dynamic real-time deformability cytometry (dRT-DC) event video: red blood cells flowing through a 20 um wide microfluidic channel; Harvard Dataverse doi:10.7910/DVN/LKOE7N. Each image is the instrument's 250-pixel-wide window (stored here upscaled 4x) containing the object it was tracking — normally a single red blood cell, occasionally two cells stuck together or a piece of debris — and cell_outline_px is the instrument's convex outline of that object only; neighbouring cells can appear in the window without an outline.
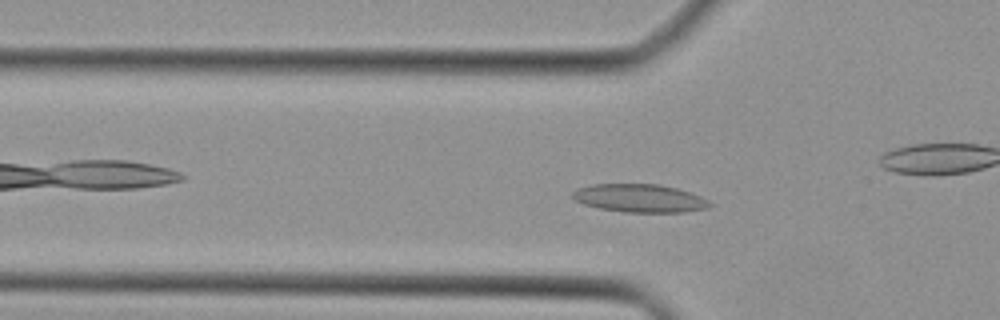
{"species": "Egyptian fruit bat (a non-hibernating species)", "species_latin": "Rousettus aegyptiacus", "temperature_condition": "cold", "stored_images_in_passage": 41, "camera_frame_rate_fps": 3000, "um_per_image_px": 0.085, "animal": {"sex": "female"}, "frame": {"image": 1, "passage_image": 10, "time_ms": 3.0, "image_size_px": [1000, 320], "cell_outline_px": [[712, 204], [708, 208], [684, 212], [624, 212], [600, 208], [584, 204], [576, 200], [572, 196], [572, 192], [576, 188], [592, 184], [660, 184], [676, 188], [700, 196], [708, 200]], "centroid_in_image_um": [54.36, 16.84], "position_along_channel_um": 71.4, "area_um2": 22.43}}
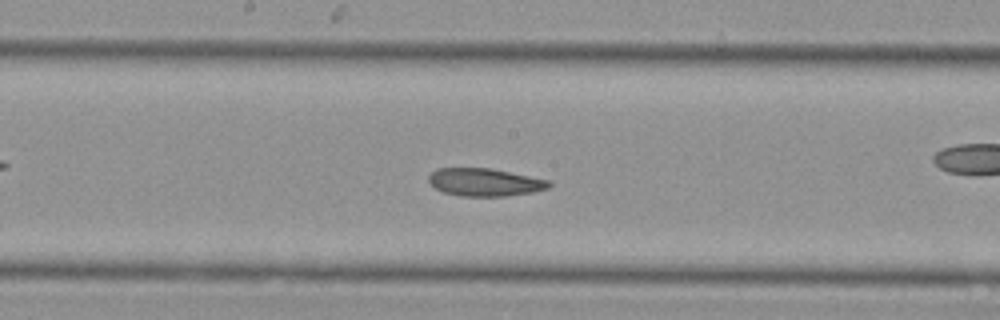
{"frame": {"image": 2, "passage_image": 19, "time_ms": 6.0, "image_size_px": [1000, 320], "cell_outline_px": [[552, 184], [548, 188], [532, 192], [504, 196], [460, 196], [444, 192], [436, 188], [428, 180], [428, 176], [436, 168], [492, 168], [552, 180]], "centroid_in_image_um": [41.24, 15.48], "position_along_channel_um": 207.0, "area_um2": 19.59}}
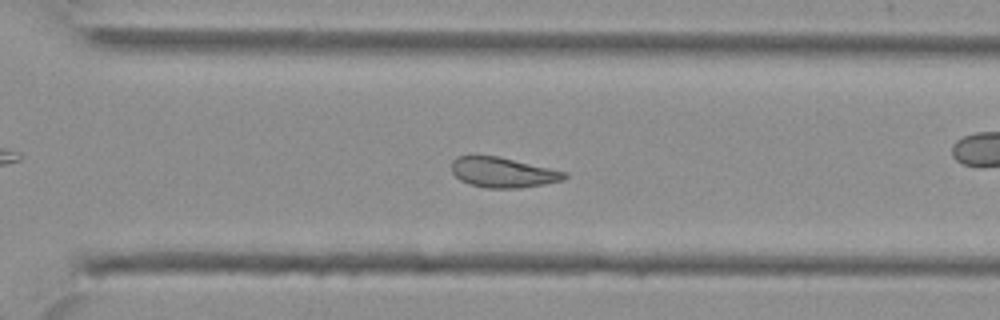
{"frame": {"image": 3, "passage_image": 27, "time_ms": 8.667, "image_size_px": [1000, 320], "cell_outline_px": [[568, 176], [564, 180], [544, 184], [520, 188], [484, 188], [468, 184], [460, 180], [452, 172], [452, 160], [456, 156], [496, 156], [568, 172]], "centroid_in_image_um": [42.75, 14.67], "position_along_channel_um": 327.9, "area_um2": 19.83}}